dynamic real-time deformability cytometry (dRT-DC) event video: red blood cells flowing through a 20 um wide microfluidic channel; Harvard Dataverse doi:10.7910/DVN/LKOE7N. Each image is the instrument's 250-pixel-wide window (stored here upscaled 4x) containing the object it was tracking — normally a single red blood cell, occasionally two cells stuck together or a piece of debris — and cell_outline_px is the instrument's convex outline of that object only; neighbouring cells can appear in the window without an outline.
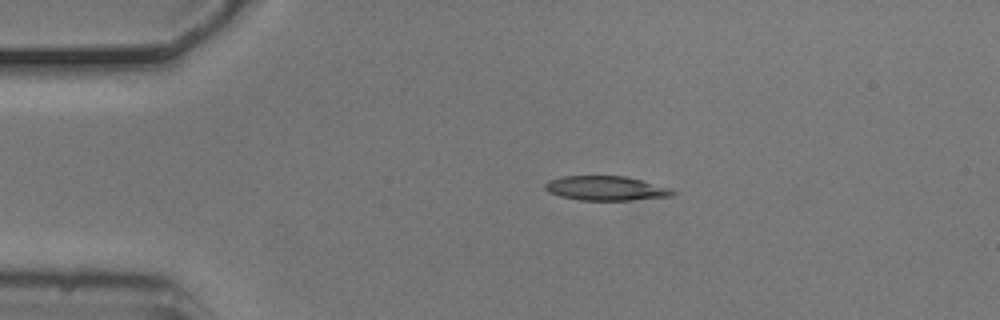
{"species": "common noctule bat (a hibernating species)", "species_latin": "Nyctalus noctula", "temperature_condition": "cold", "stored_images_in_passage": 4, "camera_frame_rate_fps": 3000, "um_per_image_px": 0.085, "animal": {"sex": "male", "body_mass_g": 20.5, "forearm_length_mm": 52.5}, "frame": {"image": 1, "passage_image": 3, "time_ms": 0.667, "image_size_px": [1000, 320], "cell_outline_px": [[680, 192], [672, 196], [632, 200], [580, 200], [560, 196], [548, 192], [544, 188], [544, 184], [548, 180], [564, 176], [624, 176], [672, 188]], "centroid_in_image_um": [51.53, 16.01], "position_along_channel_um": 33.5, "area_um2": 18.26}}